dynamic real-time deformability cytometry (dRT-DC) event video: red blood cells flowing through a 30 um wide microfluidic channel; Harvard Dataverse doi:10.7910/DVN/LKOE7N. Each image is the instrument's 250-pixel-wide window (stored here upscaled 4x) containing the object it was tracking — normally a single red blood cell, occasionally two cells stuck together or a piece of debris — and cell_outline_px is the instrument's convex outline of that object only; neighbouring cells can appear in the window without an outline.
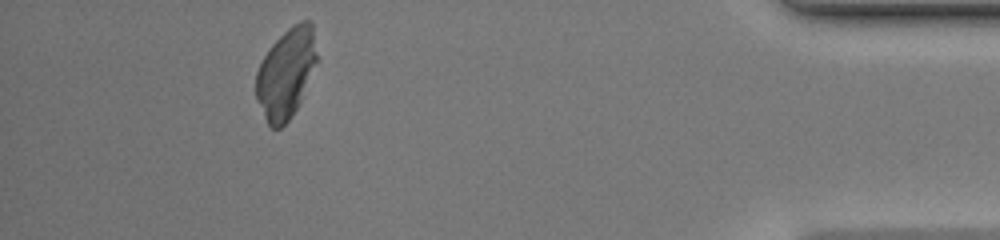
{"species": "common noctule bat (a hibernating species)", "species_latin": "Nyctalus noctula", "temperature_condition": "warm", "stored_images_in_passage": 33, "camera_frame_rate_fps": 3000, "um_per_image_px": 0.085, "animal": {"sex": "female", "body_mass_g": 20.0, "forearm_length_mm": 54.0}, "frame": {"image": 1, "passage_image": 29, "time_ms": 9.333, "image_size_px": [1000, 240], "cell_outline_px": [[320, 60], [292, 116], [280, 128], [272, 128], [268, 124], [256, 100], [256, 72], [264, 56], [272, 44], [292, 24], [300, 20], [308, 20], [312, 24]], "centroid_in_image_um": [24.35, 6.19], "position_along_channel_um": 410.8, "area_um2": 32.14}}